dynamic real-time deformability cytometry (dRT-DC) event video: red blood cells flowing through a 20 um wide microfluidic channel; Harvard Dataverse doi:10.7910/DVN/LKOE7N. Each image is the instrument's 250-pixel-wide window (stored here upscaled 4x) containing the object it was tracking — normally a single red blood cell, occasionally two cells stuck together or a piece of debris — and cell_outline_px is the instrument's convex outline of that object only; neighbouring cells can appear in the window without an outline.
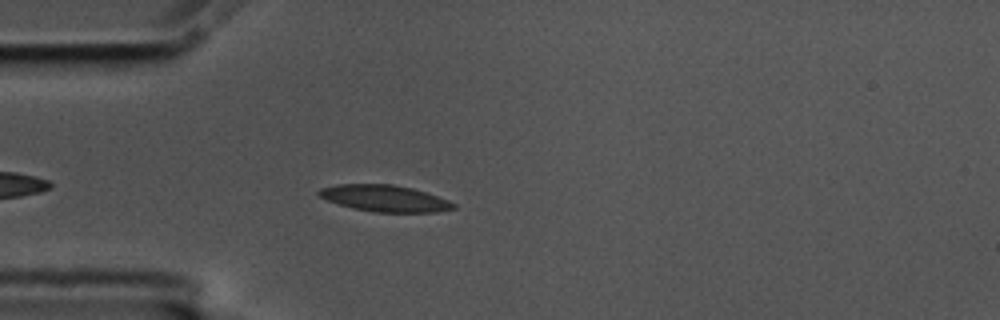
{"species": "common noctule bat (a hibernating species)", "species_latin": "Nyctalus noctula", "temperature_condition": "cold", "stored_images_in_passage": 4, "camera_frame_rate_fps": 3000, "um_per_image_px": 0.085, "animal": {"sex": "male", "body_mass_g": 17.5, "forearm_length_mm": 52.3}, "frame": {"image": 1, "passage_image": 4, "time_ms": 1.0, "image_size_px": [1000, 320], "cell_outline_px": [[456, 208], [436, 212], [372, 212], [352, 208], [328, 200], [320, 196], [316, 192], [320, 188], [336, 184], [392, 184], [412, 188], [448, 200], [456, 204]], "centroid_in_image_um": [32.68, 16.86], "position_along_channel_um": 52.3, "area_um2": 20.69}}